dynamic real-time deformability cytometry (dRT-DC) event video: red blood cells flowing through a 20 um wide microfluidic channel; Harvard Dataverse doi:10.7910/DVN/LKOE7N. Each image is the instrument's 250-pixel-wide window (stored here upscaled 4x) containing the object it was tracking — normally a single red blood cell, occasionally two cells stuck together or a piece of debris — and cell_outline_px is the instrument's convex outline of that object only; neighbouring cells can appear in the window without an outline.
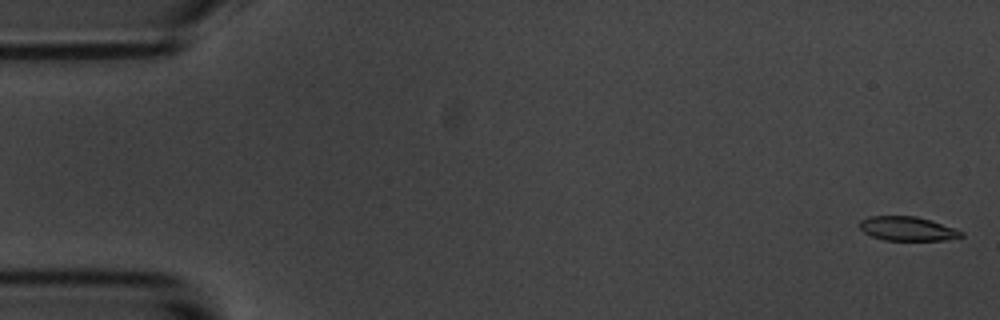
{"species": "common noctule bat (a hibernating species)", "species_latin": "Nyctalus noctula", "temperature_condition": "room temperature", "stored_images_in_passage": 55, "camera_frame_rate_fps": 3000, "um_per_image_px": 0.085, "animal": {"sex": "male", "body_mass_g": 20.1, "forearm_length_mm": 53.5}, "frame": {"image": 1, "passage_image": 1, "time_ms": 0.0, "image_size_px": [1000, 320], "cell_outline_px": [[964, 236], [944, 240], [884, 240], [872, 236], [864, 232], [860, 228], [860, 220], [868, 216], [916, 216], [964, 232]], "centroid_in_image_um": [77.09, 19.44], "position_along_channel_um": 7.9, "area_um2": 14.05}}
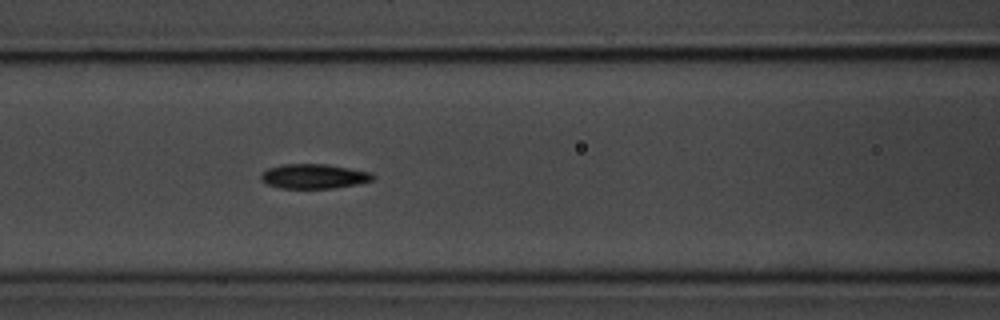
{"frame": {"image": 2, "passage_image": 23, "time_ms": 7.333, "image_size_px": [1000, 320], "cell_outline_px": [[376, 176], [372, 180], [356, 184], [332, 188], [280, 188], [268, 184], [260, 180], [260, 176], [268, 168], [284, 164], [324, 164], [372, 172]], "centroid_in_image_um": [26.68, 14.98], "position_along_channel_um": 139.9, "area_um2": 15.9}}
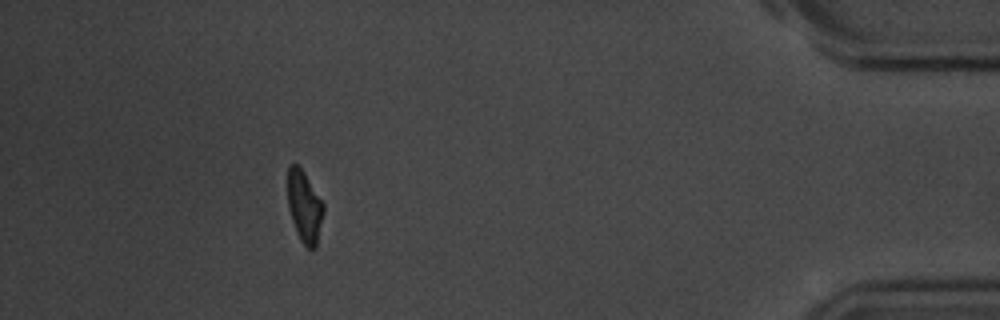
{"frame": {"image": 3, "passage_image": 50, "time_ms": 16.333, "image_size_px": [1000, 320], "cell_outline_px": [[324, 212], [316, 248], [308, 248], [300, 240], [292, 220], [288, 208], [288, 164], [296, 164], [304, 172], [324, 204]], "centroid_in_image_um": [25.88, 17.56], "position_along_channel_um": 409.3, "area_um2": 14.85}, "authors_computed_cell_mechanics": {"area_um2": 15.7216, "velocity_mm_per_s": 3.63, "shape_relaxation_time_tau1_ms": 2.659, "shape_relaxation_time_tau2_ms": 2.4227, "deformation_change_tau1": 0.1524, "deformation_change_tau2": 0.0812}}